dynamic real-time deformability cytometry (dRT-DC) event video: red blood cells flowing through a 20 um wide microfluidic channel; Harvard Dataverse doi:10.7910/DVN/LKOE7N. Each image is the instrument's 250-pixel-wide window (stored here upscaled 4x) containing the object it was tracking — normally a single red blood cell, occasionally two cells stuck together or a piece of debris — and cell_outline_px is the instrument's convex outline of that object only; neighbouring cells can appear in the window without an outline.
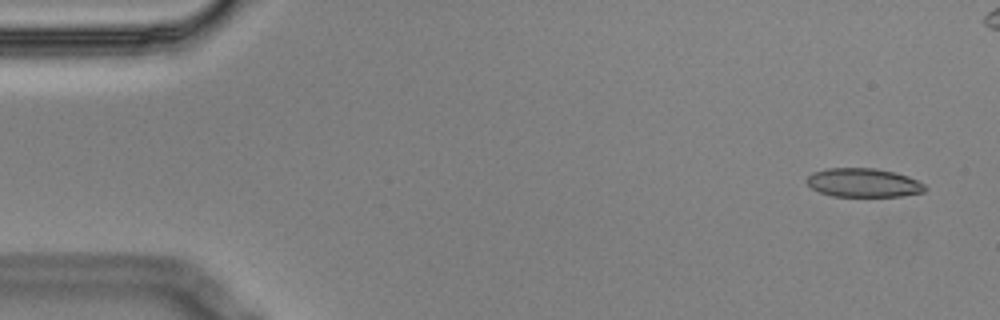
{"species": "Egyptian fruit bat (a non-hibernating species)", "species_latin": "Rousettus aegyptiacus", "temperature_condition": "cold", "stored_images_in_passage": 5, "camera_frame_rate_fps": 3000, "um_per_image_px": 0.085, "animal": {"sex": "male"}, "frame": {"image": 1, "passage_image": 1, "time_ms": 0.0, "image_size_px": [1000, 320], "cell_outline_px": [[924, 192], [904, 196], [832, 196], [820, 192], [812, 188], [808, 184], [808, 176], [812, 172], [828, 168], [876, 168], [908, 176], [924, 184]], "centroid_in_image_um": [73.38, 15.53], "position_along_channel_um": 11.6, "area_um2": 19.65}}